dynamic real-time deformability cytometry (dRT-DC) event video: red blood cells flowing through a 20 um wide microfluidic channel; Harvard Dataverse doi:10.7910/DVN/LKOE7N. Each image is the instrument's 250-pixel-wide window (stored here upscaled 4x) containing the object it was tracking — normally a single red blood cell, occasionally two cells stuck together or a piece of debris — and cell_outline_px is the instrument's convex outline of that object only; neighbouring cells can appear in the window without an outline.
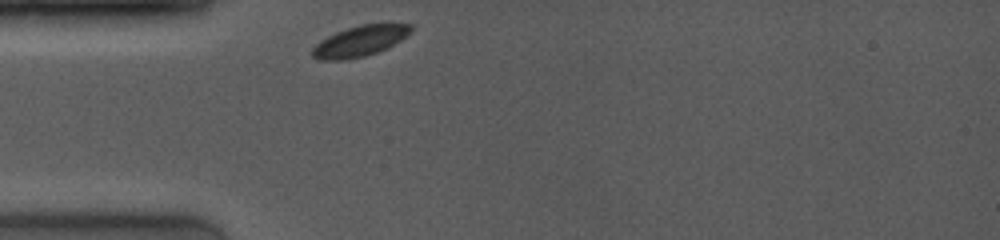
{"species": "common noctule bat (a hibernating species)", "species_latin": "Nyctalus noctula", "temperature_condition": "room temperature", "stored_images_in_passage": 31, "camera_frame_rate_fps": 4000, "um_per_image_px": 0.085, "animal": {"sex": "female", "body_mass_g": 19.0, "forearm_length_mm": 53.3}, "frame": {"image": 1, "passage_image": 1, "time_ms": 0.0, "image_size_px": [1000, 240], "cell_outline_px": [[412, 28], [400, 40], [376, 52], [364, 56], [344, 60], [320, 60], [312, 56], [312, 48], [320, 40], [336, 32], [360, 24], [412, 24]], "centroid_in_image_um": [30.52, 3.5], "position_along_channel_um": 54.5, "area_um2": 17.17}}
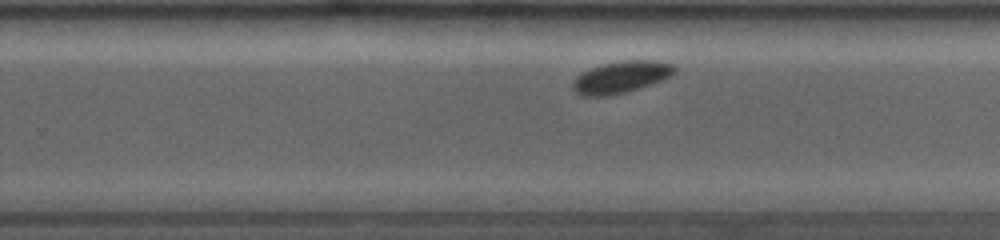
{"frame": {"image": 2, "passage_image": 16, "time_ms": 6.0, "image_size_px": [1000, 240], "cell_outline_px": [[676, 72], [664, 80], [624, 92], [608, 96], [580, 96], [572, 88], [572, 80], [584, 72], [592, 68], [604, 64], [624, 60], [656, 60], [672, 64], [676, 68]], "centroid_in_image_um": [52.8, 6.55], "position_along_channel_um": 277.0, "area_um2": 18.79}}
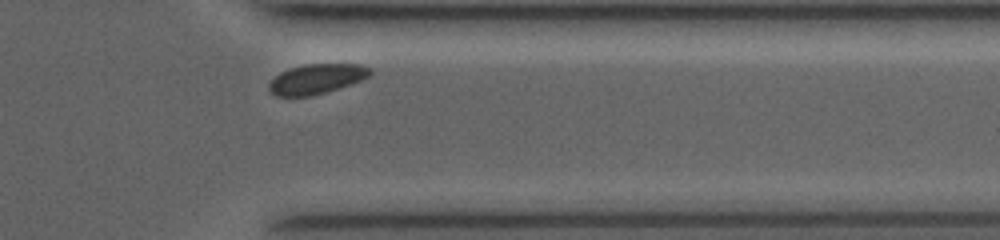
{"frame": {"image": 3, "passage_image": 28, "time_ms": 8.75, "image_size_px": [1000, 240], "cell_outline_px": [[372, 72], [368, 76], [360, 80], [312, 96], [276, 96], [268, 88], [268, 84], [280, 72], [288, 68], [304, 64], [360, 64], [372, 68]], "centroid_in_image_um": [26.88, 6.69], "position_along_channel_um": 384.5, "area_um2": 17.4}}